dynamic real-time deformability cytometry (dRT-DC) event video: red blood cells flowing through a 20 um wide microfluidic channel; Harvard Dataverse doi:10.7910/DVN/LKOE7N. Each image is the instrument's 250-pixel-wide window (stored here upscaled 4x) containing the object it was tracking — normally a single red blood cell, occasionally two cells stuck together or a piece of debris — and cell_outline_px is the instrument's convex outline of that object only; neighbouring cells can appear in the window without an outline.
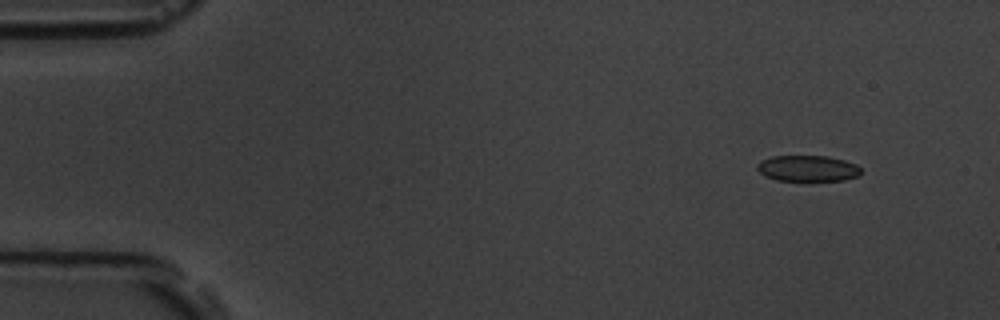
{"species": "common noctule bat (a hibernating species)", "species_latin": "Nyctalus noctula", "temperature_condition": "room temperature", "stored_images_in_passage": 7, "camera_frame_rate_fps": 3000, "um_per_image_px": 0.085, "animal": {"sex": "male", "body_mass_g": 19.5, "forearm_length_mm": 54.6}, "frame": {"image": 1, "passage_image": 2, "time_ms": 1.333, "image_size_px": [1000, 320], "cell_outline_px": [[860, 176], [844, 180], [812, 184], [804, 184], [776, 180], [764, 176], [756, 168], [756, 164], [760, 160], [772, 156], [828, 156], [844, 160], [856, 164], [860, 168]], "centroid_in_image_um": [68.64, 14.38], "position_along_channel_um": 16.4, "area_um2": 16.88}}
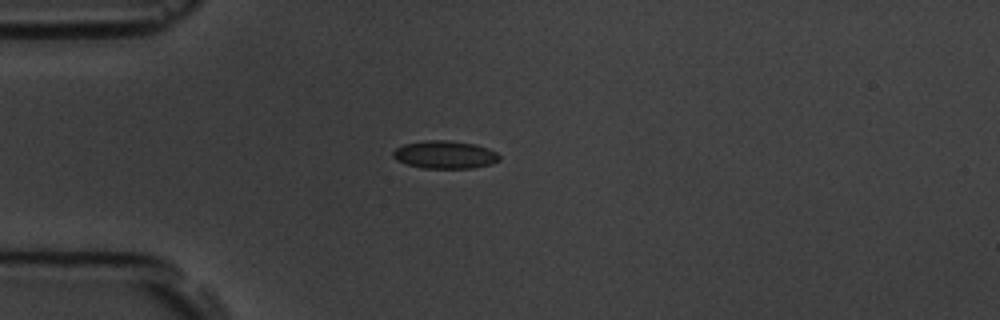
{"frame": {"image": 2, "passage_image": 5, "time_ms": 4.667, "image_size_px": [1000, 320], "cell_outline_px": [[500, 160], [492, 164], [472, 168], [424, 168], [408, 164], [396, 160], [392, 156], [392, 152], [396, 148], [404, 144], [424, 140], [444, 140], [476, 144], [488, 148], [496, 152], [500, 156]], "centroid_in_image_um": [37.82, 13.14], "position_along_channel_um": 47.2, "area_um2": 17.28}}
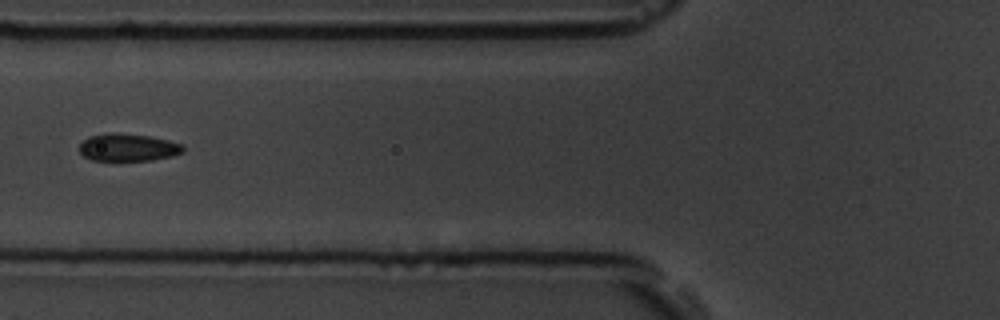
{"frame": {"image": 3, "passage_image": 7, "time_ms": 7.0, "image_size_px": [1000, 320], "cell_outline_px": [[184, 152], [172, 156], [152, 160], [92, 160], [84, 156], [80, 152], [80, 144], [84, 140], [92, 136], [112, 132], [148, 136], [168, 140], [180, 144], [184, 148]], "centroid_in_image_um": [10.89, 12.53], "position_along_channel_um": 114.9, "area_um2": 16.36}}